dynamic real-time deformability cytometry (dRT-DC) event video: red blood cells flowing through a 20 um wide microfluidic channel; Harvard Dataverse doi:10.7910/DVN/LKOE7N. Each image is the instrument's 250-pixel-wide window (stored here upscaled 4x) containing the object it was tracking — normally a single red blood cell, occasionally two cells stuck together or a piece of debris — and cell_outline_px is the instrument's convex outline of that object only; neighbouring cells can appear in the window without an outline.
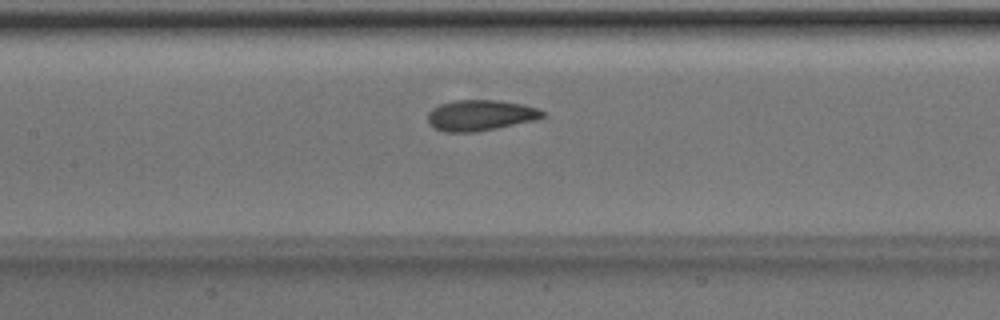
{"species": "Egyptian fruit bat (a non-hibernating species)", "species_latin": "Rousettus aegyptiacus", "temperature_condition": "room temperature", "stored_images_in_passage": 47, "camera_frame_rate_fps": 3000, "um_per_image_px": 0.085, "animal": {"sex": "male"}, "frame": {"image": 1, "passage_image": 20, "time_ms": 6.333, "image_size_px": [1000, 320], "cell_outline_px": [[544, 116], [536, 120], [476, 132], [444, 132], [436, 128], [428, 120], [428, 112], [432, 108], [440, 104], [452, 100], [496, 100], [524, 104], [540, 108], [544, 112]], "centroid_in_image_um": [40.85, 9.79], "position_along_channel_um": 166.5, "area_um2": 20.63}}
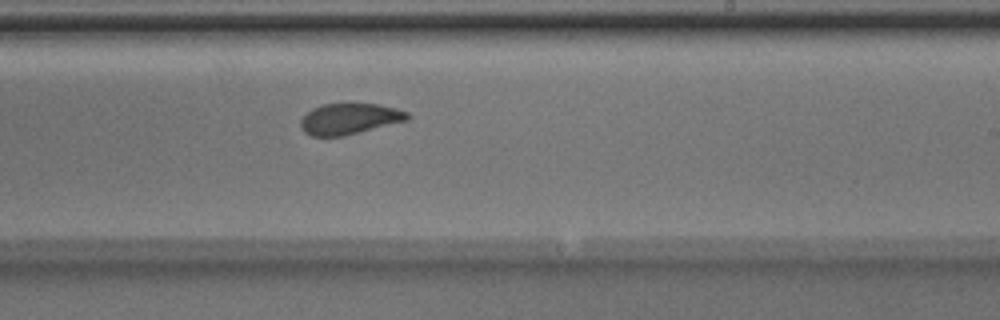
{"frame": {"image": 2, "passage_image": 27, "time_ms": 8.667, "image_size_px": [1000, 320], "cell_outline_px": [[412, 116], [408, 120], [344, 136], [312, 136], [304, 132], [300, 128], [300, 120], [312, 108], [320, 104], [380, 104], [396, 108], [408, 112]], "centroid_in_image_um": [29.71, 10.1], "position_along_channel_um": 259.3, "area_um2": 19.36}}
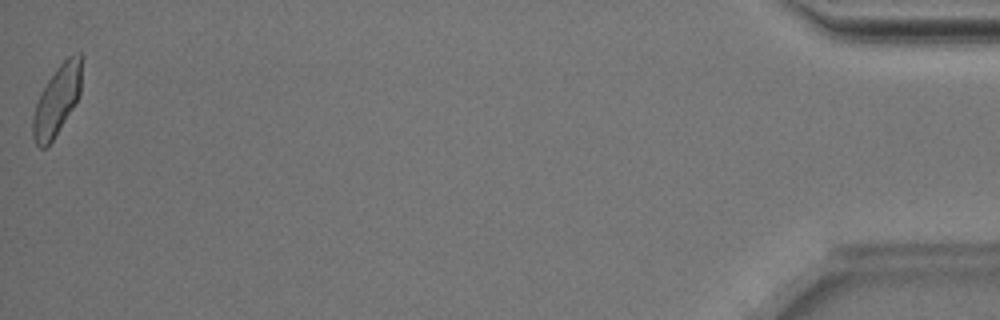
{"frame": {"image": 3, "passage_image": 47, "time_ms": 15.333, "image_size_px": [1000, 320], "cell_outline_px": [[80, 96], [52, 140], [44, 148], [40, 148], [36, 144], [32, 136], [32, 116], [40, 92], [56, 68], [68, 56], [76, 52], [80, 52]], "centroid_in_image_um": [4.81, 8.53], "position_along_channel_um": 430.4, "area_um2": 19.48}, "authors_computed_cell_mechanics": {"area_um2": 20.519, "velocity_mm_per_s": 3.996, "shape_relaxation_time_tau1_ms": 3.537, "shape_relaxation_time_tau2_ms": 1.1793, "deformation_change_tau1": 0.1121, "deformation_change_tau2": 0.0493}}